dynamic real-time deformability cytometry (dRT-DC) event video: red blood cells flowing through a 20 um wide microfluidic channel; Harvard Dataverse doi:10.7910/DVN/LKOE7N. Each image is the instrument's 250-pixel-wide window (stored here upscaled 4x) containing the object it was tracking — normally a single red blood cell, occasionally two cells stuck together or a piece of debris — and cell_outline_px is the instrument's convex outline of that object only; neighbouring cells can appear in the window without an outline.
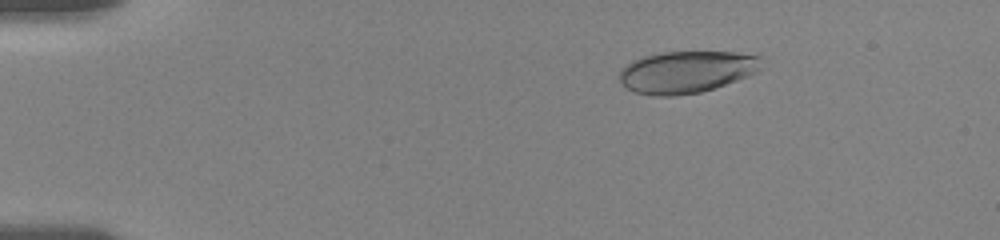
{"species": "human", "species_latin": "Homo sapiens", "temperature_condition": "room temperature", "stored_images_in_passage": 56, "camera_frame_rate_fps": 3000, "um_per_image_px": 0.085, "donor": {"sex": "female"}, "frame": {"image": 1, "passage_image": 9, "time_ms": 2.667, "image_size_px": [1000, 240], "cell_outline_px": [[760, 56], [756, 72], [748, 76], [700, 92], [672, 96], [656, 96], [632, 92], [620, 80], [620, 68], [632, 60], [644, 56], [660, 52], [736, 52]], "centroid_in_image_um": [58.28, 6.11], "position_along_channel_um": 26.7, "area_um2": 34.39}}
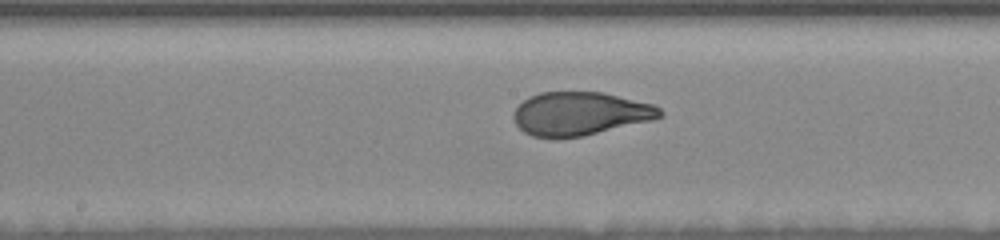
{"frame": {"image": 2, "passage_image": 30, "time_ms": 9.667, "image_size_px": [1000, 240], "cell_outline_px": [[664, 116], [652, 120], [584, 136], [556, 140], [532, 136], [524, 132], [516, 124], [512, 116], [516, 108], [528, 96], [540, 92], [604, 92], [652, 104], [660, 108], [664, 112]], "centroid_in_image_um": [49.29, 9.68], "position_along_channel_um": 198.9, "area_um2": 37.51}}
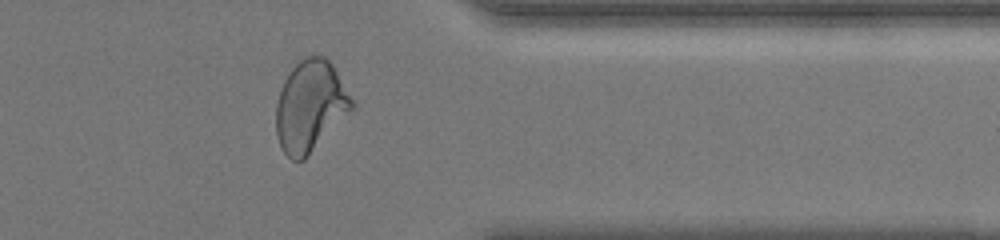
{"frame": {"image": 3, "passage_image": 46, "time_ms": 15.0, "image_size_px": [1000, 240], "cell_outline_px": [[356, 108], [304, 160], [292, 160], [284, 152], [276, 136], [276, 104], [284, 80], [292, 68], [304, 56], [324, 56], [332, 64], [356, 104]], "centroid_in_image_um": [26.4, 9.04], "position_along_channel_um": 385.0, "area_um2": 40.46}, "authors_computed_cell_mechanics": {"area_um2": 37.3388, "velocity_mm_per_s": 3.6155, "shape_relaxation_time_tau1_ms": 5.4926, "shape_relaxation_time_tau2_ms": null, "deformation_change_tau1": 0.2159, "deformation_change_tau2": null}}